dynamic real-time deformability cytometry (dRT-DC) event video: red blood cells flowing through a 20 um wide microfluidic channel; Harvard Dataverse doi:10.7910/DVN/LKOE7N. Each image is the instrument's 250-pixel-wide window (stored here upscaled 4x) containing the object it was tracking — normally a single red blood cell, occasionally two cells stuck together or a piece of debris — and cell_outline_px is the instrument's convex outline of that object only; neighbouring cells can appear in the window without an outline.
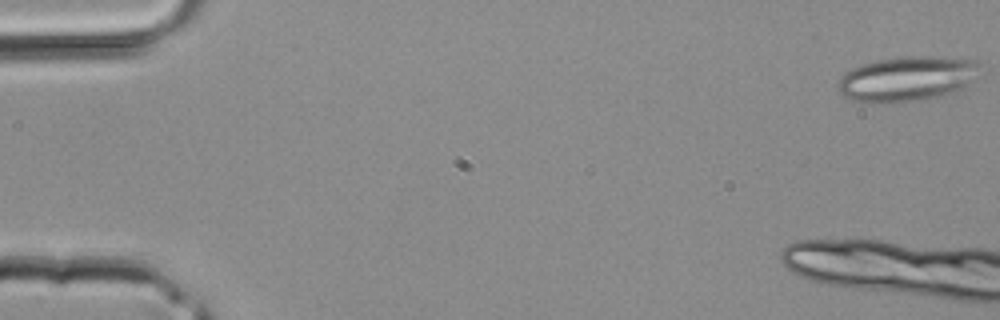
{"species": "common noctule bat (a hibernating species)", "species_latin": "Nyctalus noctula", "temperature_condition": "room temperature", "stored_images_in_passage": 12, "camera_frame_rate_fps": 3000, "um_per_image_px": 0.085, "animal": {"sex": "male", "body_mass_g": 20.4}, "frame": {"image": 1, "passage_image": 1, "time_ms": 0.0, "image_size_px": [1000, 320], "cell_outline_px": [[980, 64], [964, 88], [956, 92], [944, 96], [916, 100], [852, 100], [840, 92], [836, 88], [836, 80], [844, 72], [852, 68], [864, 64], [880, 60], [904, 56], [932, 56], [980, 60]], "centroid_in_image_um": [77.09, 6.65], "position_along_channel_um": 7.9, "area_um2": 36.3}}